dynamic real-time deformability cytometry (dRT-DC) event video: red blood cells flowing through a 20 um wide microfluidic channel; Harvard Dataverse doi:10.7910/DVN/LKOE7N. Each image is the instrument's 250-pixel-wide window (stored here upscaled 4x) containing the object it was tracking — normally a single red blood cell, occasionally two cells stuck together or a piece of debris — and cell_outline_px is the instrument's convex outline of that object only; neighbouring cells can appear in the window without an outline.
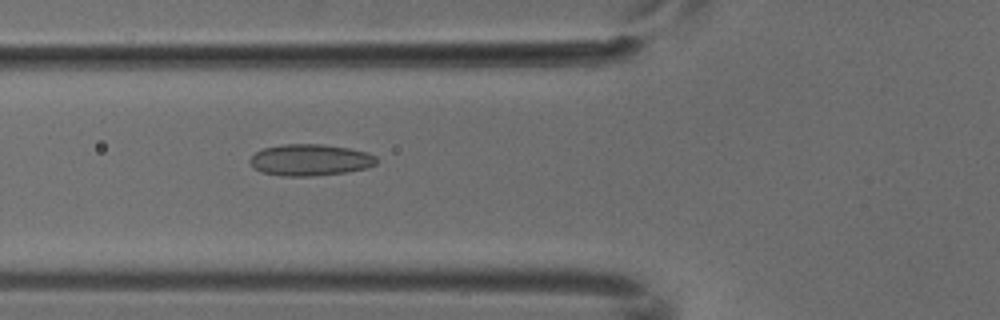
{"species": "common noctule bat (a hibernating species)", "species_latin": "Nyctalus noctula", "temperature_condition": "cold", "stored_images_in_passage": 5, "camera_frame_rate_fps": 3000, "um_per_image_px": 0.085, "animal": {"sex": "male", "body_mass_g": 18.8}, "frame": {"image": 1, "passage_image": 5, "time_ms": 1.333, "image_size_px": [1000, 320], "cell_outline_px": [[376, 164], [368, 168], [348, 172], [312, 176], [284, 176], [260, 172], [248, 160], [256, 152], [264, 148], [280, 144], [324, 144], [348, 148], [368, 152], [376, 156]], "centroid_in_image_um": [26.39, 13.59], "position_along_channel_um": 99.4, "area_um2": 23.35}}